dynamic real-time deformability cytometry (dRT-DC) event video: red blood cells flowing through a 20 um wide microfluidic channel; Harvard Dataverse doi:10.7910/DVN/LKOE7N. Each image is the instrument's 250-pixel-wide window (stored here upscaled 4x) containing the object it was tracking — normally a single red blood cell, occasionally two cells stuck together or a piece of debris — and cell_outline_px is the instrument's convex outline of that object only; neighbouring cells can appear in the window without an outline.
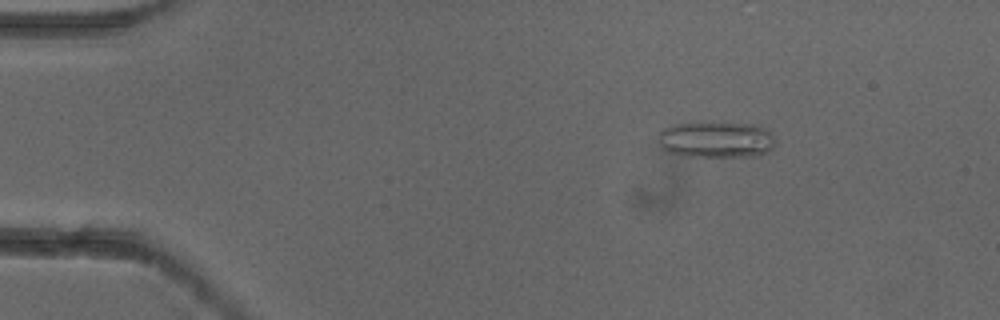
{"species": "common noctule bat (a hibernating species)", "species_latin": "Nyctalus noctula", "temperature_condition": "cold", "stored_images_in_passage": 7, "camera_frame_rate_fps": 3000, "um_per_image_px": 0.085, "animal": {"sex": "female"}, "frame": {"image": 1, "passage_image": 2, "time_ms": 0.333, "image_size_px": [1000, 320], "cell_outline_px": [[776, 144], [768, 152], [760, 156], [680, 156], [668, 152], [660, 148], [656, 136], [664, 128], [676, 124], [760, 124], [776, 136]], "centroid_in_image_um": [60.91, 11.9], "position_along_channel_um": 24.1, "area_um2": 24.91}}
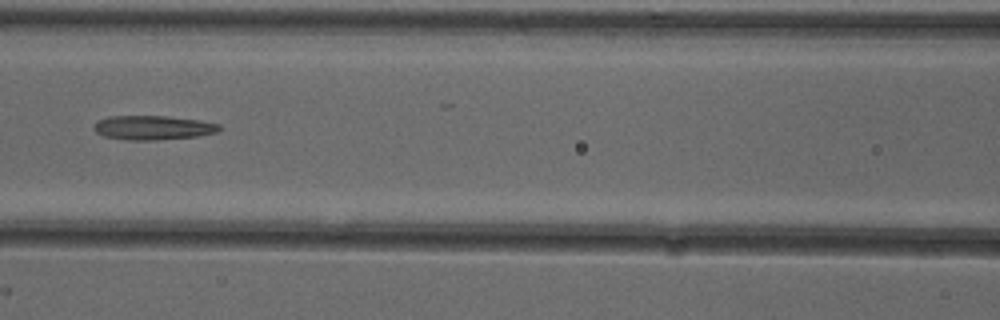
{"frame": {"image": 2, "passage_image": 6, "time_ms": 1.667, "image_size_px": [1000, 320], "cell_outline_px": [[220, 128], [216, 132], [196, 136], [152, 140], [128, 140], [104, 136], [96, 132], [92, 128], [96, 120], [108, 116], [168, 116], [200, 120], [220, 124]], "centroid_in_image_um": [12.95, 10.84], "position_along_channel_um": 153.7, "area_um2": 17.69}}